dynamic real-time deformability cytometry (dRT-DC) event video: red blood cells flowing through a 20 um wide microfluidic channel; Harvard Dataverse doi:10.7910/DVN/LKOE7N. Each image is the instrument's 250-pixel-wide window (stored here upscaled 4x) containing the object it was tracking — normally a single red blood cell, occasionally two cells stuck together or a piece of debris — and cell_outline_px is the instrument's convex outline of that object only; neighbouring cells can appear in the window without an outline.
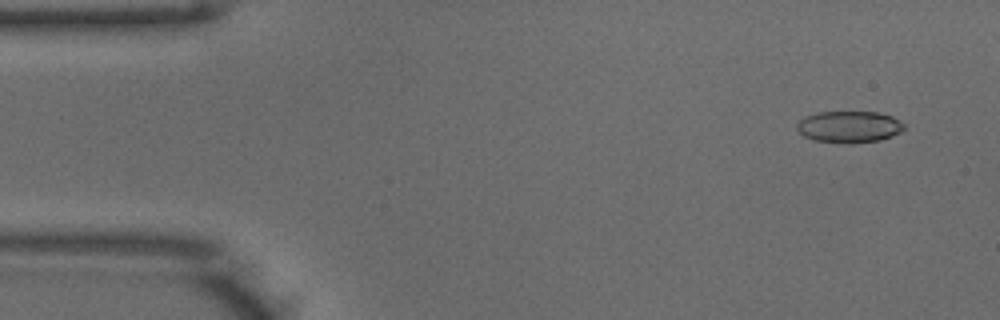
{"species": "common noctule bat (a hibernating species)", "species_latin": "Nyctalus noctula", "temperature_condition": "warm", "stored_images_in_passage": 50, "camera_frame_rate_fps": 3000, "um_per_image_px": 0.085, "animal": {"sex": "male", "body_mass_g": 18.8}, "frame": {"image": 1, "passage_image": 3, "time_ms": 0.667, "image_size_px": [1000, 320], "cell_outline_px": [[904, 128], [900, 132], [892, 136], [880, 140], [812, 140], [804, 136], [796, 128], [796, 124], [804, 116], [816, 112], [876, 112], [892, 116], [900, 120], [904, 124]], "centroid_in_image_um": [72.17, 10.72], "position_along_channel_um": 12.8, "area_um2": 18.96}}
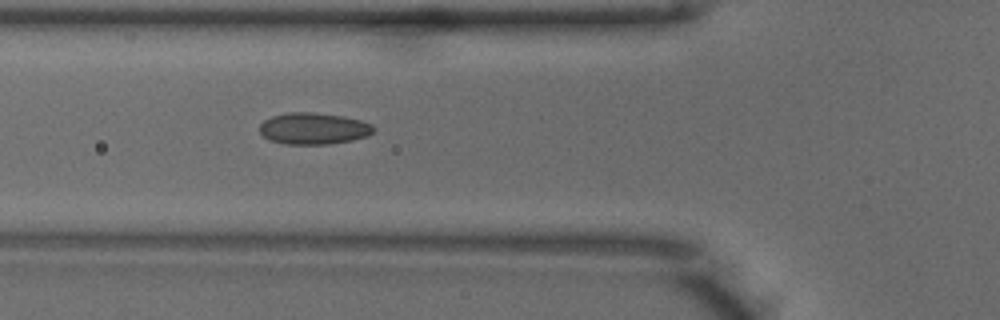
{"frame": {"image": 2, "passage_image": 17, "time_ms": 5.333, "image_size_px": [1000, 320], "cell_outline_px": [[376, 128], [368, 136], [352, 140], [328, 144], [284, 144], [272, 140], [264, 136], [260, 132], [260, 124], [264, 120], [272, 116], [288, 112], [312, 112], [344, 116], [360, 120], [372, 124]], "centroid_in_image_um": [26.67, 10.92], "position_along_channel_um": 99.1, "area_um2": 20.98}}
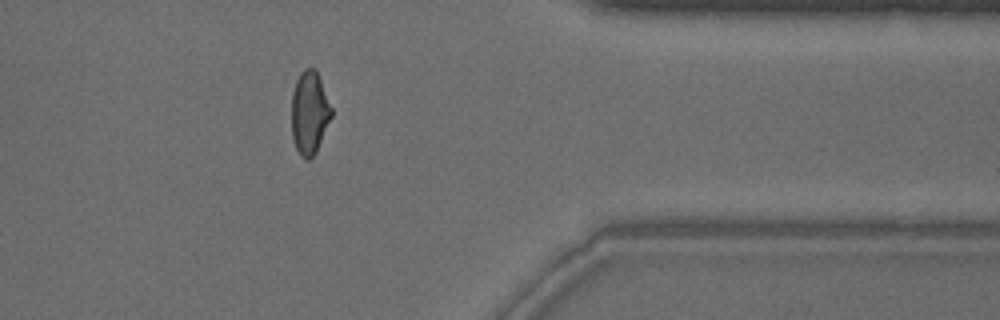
{"frame": {"image": 3, "passage_image": 40, "time_ms": 13.0, "image_size_px": [1000, 320], "cell_outline_px": [[332, 116], [316, 152], [312, 160], [304, 160], [300, 156], [296, 148], [292, 136], [292, 92], [296, 80], [300, 72], [304, 68], [316, 68], [332, 108]], "centroid_in_image_um": [26.31, 9.59], "position_along_channel_um": 385.1, "area_um2": 19.54}, "authors_computed_cell_mechanics": {"area_um2": 19.941, "velocity_mm_per_s": 3.968, "shape_relaxation_time_tau1_ms": 7.1638, "shape_relaxation_time_tau2_ms": 1.0098, "deformation_change_tau1": 0.1875, "deformation_change_tau2": 0.0644}}